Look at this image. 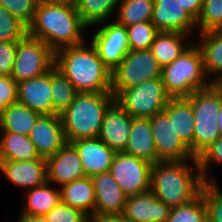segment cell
Wrapping results in <instances>:
<instances>
[{
    "label": "cell",
    "mask_w": 222,
    "mask_h": 222,
    "mask_svg": "<svg viewBox=\"0 0 222 222\" xmlns=\"http://www.w3.org/2000/svg\"><path fill=\"white\" fill-rule=\"evenodd\" d=\"M88 27L81 20L76 6L53 4L40 0L28 35L43 41L54 52L64 47L85 43Z\"/></svg>",
    "instance_id": "obj_1"
},
{
    "label": "cell",
    "mask_w": 222,
    "mask_h": 222,
    "mask_svg": "<svg viewBox=\"0 0 222 222\" xmlns=\"http://www.w3.org/2000/svg\"><path fill=\"white\" fill-rule=\"evenodd\" d=\"M204 182L197 158L152 164L150 191L171 209L196 199Z\"/></svg>",
    "instance_id": "obj_2"
},
{
    "label": "cell",
    "mask_w": 222,
    "mask_h": 222,
    "mask_svg": "<svg viewBox=\"0 0 222 222\" xmlns=\"http://www.w3.org/2000/svg\"><path fill=\"white\" fill-rule=\"evenodd\" d=\"M87 43L57 50L54 65L78 93L112 92V71L99 58L96 48Z\"/></svg>",
    "instance_id": "obj_3"
},
{
    "label": "cell",
    "mask_w": 222,
    "mask_h": 222,
    "mask_svg": "<svg viewBox=\"0 0 222 222\" xmlns=\"http://www.w3.org/2000/svg\"><path fill=\"white\" fill-rule=\"evenodd\" d=\"M114 101L112 92L78 93L60 114L67 142L97 138L105 111Z\"/></svg>",
    "instance_id": "obj_4"
},
{
    "label": "cell",
    "mask_w": 222,
    "mask_h": 222,
    "mask_svg": "<svg viewBox=\"0 0 222 222\" xmlns=\"http://www.w3.org/2000/svg\"><path fill=\"white\" fill-rule=\"evenodd\" d=\"M196 42L162 68L163 85L171 98H187L212 84L206 76L202 51Z\"/></svg>",
    "instance_id": "obj_5"
},
{
    "label": "cell",
    "mask_w": 222,
    "mask_h": 222,
    "mask_svg": "<svg viewBox=\"0 0 222 222\" xmlns=\"http://www.w3.org/2000/svg\"><path fill=\"white\" fill-rule=\"evenodd\" d=\"M187 99L194 113L193 156L197 158L221 136L217 117L222 105V92L212 83Z\"/></svg>",
    "instance_id": "obj_6"
},
{
    "label": "cell",
    "mask_w": 222,
    "mask_h": 222,
    "mask_svg": "<svg viewBox=\"0 0 222 222\" xmlns=\"http://www.w3.org/2000/svg\"><path fill=\"white\" fill-rule=\"evenodd\" d=\"M170 99L161 77L123 89L115 97L118 104L132 118H152L164 111Z\"/></svg>",
    "instance_id": "obj_7"
},
{
    "label": "cell",
    "mask_w": 222,
    "mask_h": 222,
    "mask_svg": "<svg viewBox=\"0 0 222 222\" xmlns=\"http://www.w3.org/2000/svg\"><path fill=\"white\" fill-rule=\"evenodd\" d=\"M161 74L162 67L150 50L128 51L121 63L112 71L111 91L116 97L123 89L160 78Z\"/></svg>",
    "instance_id": "obj_8"
},
{
    "label": "cell",
    "mask_w": 222,
    "mask_h": 222,
    "mask_svg": "<svg viewBox=\"0 0 222 222\" xmlns=\"http://www.w3.org/2000/svg\"><path fill=\"white\" fill-rule=\"evenodd\" d=\"M55 64V52L43 41L27 35L17 42L11 77L17 82L48 72Z\"/></svg>",
    "instance_id": "obj_9"
},
{
    "label": "cell",
    "mask_w": 222,
    "mask_h": 222,
    "mask_svg": "<svg viewBox=\"0 0 222 222\" xmlns=\"http://www.w3.org/2000/svg\"><path fill=\"white\" fill-rule=\"evenodd\" d=\"M151 168V163L120 152L114 156L110 173L129 197L150 191Z\"/></svg>",
    "instance_id": "obj_10"
},
{
    "label": "cell",
    "mask_w": 222,
    "mask_h": 222,
    "mask_svg": "<svg viewBox=\"0 0 222 222\" xmlns=\"http://www.w3.org/2000/svg\"><path fill=\"white\" fill-rule=\"evenodd\" d=\"M101 25V26H99ZM98 28L91 41L97 50L99 58L113 71L129 51L126 26L109 20L90 28Z\"/></svg>",
    "instance_id": "obj_11"
},
{
    "label": "cell",
    "mask_w": 222,
    "mask_h": 222,
    "mask_svg": "<svg viewBox=\"0 0 222 222\" xmlns=\"http://www.w3.org/2000/svg\"><path fill=\"white\" fill-rule=\"evenodd\" d=\"M152 134L158 161H186L195 159L190 149L180 140L173 122L164 113L151 118Z\"/></svg>",
    "instance_id": "obj_12"
},
{
    "label": "cell",
    "mask_w": 222,
    "mask_h": 222,
    "mask_svg": "<svg viewBox=\"0 0 222 222\" xmlns=\"http://www.w3.org/2000/svg\"><path fill=\"white\" fill-rule=\"evenodd\" d=\"M28 137L43 159L54 156L67 143L62 119L58 114L41 115Z\"/></svg>",
    "instance_id": "obj_13"
},
{
    "label": "cell",
    "mask_w": 222,
    "mask_h": 222,
    "mask_svg": "<svg viewBox=\"0 0 222 222\" xmlns=\"http://www.w3.org/2000/svg\"><path fill=\"white\" fill-rule=\"evenodd\" d=\"M151 22L159 32H181L194 36L197 21L179 0H154Z\"/></svg>",
    "instance_id": "obj_14"
},
{
    "label": "cell",
    "mask_w": 222,
    "mask_h": 222,
    "mask_svg": "<svg viewBox=\"0 0 222 222\" xmlns=\"http://www.w3.org/2000/svg\"><path fill=\"white\" fill-rule=\"evenodd\" d=\"M132 119L115 100L105 111L98 138L116 153L124 152L130 138Z\"/></svg>",
    "instance_id": "obj_15"
},
{
    "label": "cell",
    "mask_w": 222,
    "mask_h": 222,
    "mask_svg": "<svg viewBox=\"0 0 222 222\" xmlns=\"http://www.w3.org/2000/svg\"><path fill=\"white\" fill-rule=\"evenodd\" d=\"M47 181L59 187L86 177L74 145L67 142L54 156L46 159Z\"/></svg>",
    "instance_id": "obj_16"
},
{
    "label": "cell",
    "mask_w": 222,
    "mask_h": 222,
    "mask_svg": "<svg viewBox=\"0 0 222 222\" xmlns=\"http://www.w3.org/2000/svg\"><path fill=\"white\" fill-rule=\"evenodd\" d=\"M95 192L94 220L110 215H122L127 196L110 172L91 177Z\"/></svg>",
    "instance_id": "obj_17"
},
{
    "label": "cell",
    "mask_w": 222,
    "mask_h": 222,
    "mask_svg": "<svg viewBox=\"0 0 222 222\" xmlns=\"http://www.w3.org/2000/svg\"><path fill=\"white\" fill-rule=\"evenodd\" d=\"M17 102L41 115H52L51 69L40 76L17 83Z\"/></svg>",
    "instance_id": "obj_18"
},
{
    "label": "cell",
    "mask_w": 222,
    "mask_h": 222,
    "mask_svg": "<svg viewBox=\"0 0 222 222\" xmlns=\"http://www.w3.org/2000/svg\"><path fill=\"white\" fill-rule=\"evenodd\" d=\"M71 143L79 154L86 177L110 172L116 152L98 137L78 139Z\"/></svg>",
    "instance_id": "obj_19"
},
{
    "label": "cell",
    "mask_w": 222,
    "mask_h": 222,
    "mask_svg": "<svg viewBox=\"0 0 222 222\" xmlns=\"http://www.w3.org/2000/svg\"><path fill=\"white\" fill-rule=\"evenodd\" d=\"M0 172L13 185L26 191L47 181L46 159L30 161L0 160Z\"/></svg>",
    "instance_id": "obj_20"
},
{
    "label": "cell",
    "mask_w": 222,
    "mask_h": 222,
    "mask_svg": "<svg viewBox=\"0 0 222 222\" xmlns=\"http://www.w3.org/2000/svg\"><path fill=\"white\" fill-rule=\"evenodd\" d=\"M170 211L169 206L149 191L127 197L122 215L131 222H166Z\"/></svg>",
    "instance_id": "obj_21"
},
{
    "label": "cell",
    "mask_w": 222,
    "mask_h": 222,
    "mask_svg": "<svg viewBox=\"0 0 222 222\" xmlns=\"http://www.w3.org/2000/svg\"><path fill=\"white\" fill-rule=\"evenodd\" d=\"M129 137L124 153L143 159L151 164L157 162L151 118H133Z\"/></svg>",
    "instance_id": "obj_22"
},
{
    "label": "cell",
    "mask_w": 222,
    "mask_h": 222,
    "mask_svg": "<svg viewBox=\"0 0 222 222\" xmlns=\"http://www.w3.org/2000/svg\"><path fill=\"white\" fill-rule=\"evenodd\" d=\"M195 40L181 32H158L149 50L163 68L178 58Z\"/></svg>",
    "instance_id": "obj_23"
},
{
    "label": "cell",
    "mask_w": 222,
    "mask_h": 222,
    "mask_svg": "<svg viewBox=\"0 0 222 222\" xmlns=\"http://www.w3.org/2000/svg\"><path fill=\"white\" fill-rule=\"evenodd\" d=\"M59 189L61 203L82 211L94 221L95 192L91 177L74 180Z\"/></svg>",
    "instance_id": "obj_24"
},
{
    "label": "cell",
    "mask_w": 222,
    "mask_h": 222,
    "mask_svg": "<svg viewBox=\"0 0 222 222\" xmlns=\"http://www.w3.org/2000/svg\"><path fill=\"white\" fill-rule=\"evenodd\" d=\"M177 132L180 140L193 154L194 113L187 98H171L163 111Z\"/></svg>",
    "instance_id": "obj_25"
},
{
    "label": "cell",
    "mask_w": 222,
    "mask_h": 222,
    "mask_svg": "<svg viewBox=\"0 0 222 222\" xmlns=\"http://www.w3.org/2000/svg\"><path fill=\"white\" fill-rule=\"evenodd\" d=\"M55 187L54 184L46 181L40 186L26 190L25 203L21 208L20 215H46L61 202L60 189Z\"/></svg>",
    "instance_id": "obj_26"
},
{
    "label": "cell",
    "mask_w": 222,
    "mask_h": 222,
    "mask_svg": "<svg viewBox=\"0 0 222 222\" xmlns=\"http://www.w3.org/2000/svg\"><path fill=\"white\" fill-rule=\"evenodd\" d=\"M198 38L206 76L214 83L222 75V30L199 33Z\"/></svg>",
    "instance_id": "obj_27"
},
{
    "label": "cell",
    "mask_w": 222,
    "mask_h": 222,
    "mask_svg": "<svg viewBox=\"0 0 222 222\" xmlns=\"http://www.w3.org/2000/svg\"><path fill=\"white\" fill-rule=\"evenodd\" d=\"M40 116V113L18 102L10 104L0 118V132L28 136Z\"/></svg>",
    "instance_id": "obj_28"
},
{
    "label": "cell",
    "mask_w": 222,
    "mask_h": 222,
    "mask_svg": "<svg viewBox=\"0 0 222 222\" xmlns=\"http://www.w3.org/2000/svg\"><path fill=\"white\" fill-rule=\"evenodd\" d=\"M40 158L35 145L28 136L0 132V160L30 161Z\"/></svg>",
    "instance_id": "obj_29"
},
{
    "label": "cell",
    "mask_w": 222,
    "mask_h": 222,
    "mask_svg": "<svg viewBox=\"0 0 222 222\" xmlns=\"http://www.w3.org/2000/svg\"><path fill=\"white\" fill-rule=\"evenodd\" d=\"M120 1L121 0H79L76 9L83 23L90 28L109 21L112 19V15L115 17Z\"/></svg>",
    "instance_id": "obj_30"
},
{
    "label": "cell",
    "mask_w": 222,
    "mask_h": 222,
    "mask_svg": "<svg viewBox=\"0 0 222 222\" xmlns=\"http://www.w3.org/2000/svg\"><path fill=\"white\" fill-rule=\"evenodd\" d=\"M153 8L154 0H121L114 19L125 26L151 21Z\"/></svg>",
    "instance_id": "obj_31"
},
{
    "label": "cell",
    "mask_w": 222,
    "mask_h": 222,
    "mask_svg": "<svg viewBox=\"0 0 222 222\" xmlns=\"http://www.w3.org/2000/svg\"><path fill=\"white\" fill-rule=\"evenodd\" d=\"M78 94L71 82L54 65L51 68V95L53 114L60 115L76 98Z\"/></svg>",
    "instance_id": "obj_32"
},
{
    "label": "cell",
    "mask_w": 222,
    "mask_h": 222,
    "mask_svg": "<svg viewBox=\"0 0 222 222\" xmlns=\"http://www.w3.org/2000/svg\"><path fill=\"white\" fill-rule=\"evenodd\" d=\"M166 222H207V208L203 194L196 199L172 208Z\"/></svg>",
    "instance_id": "obj_33"
},
{
    "label": "cell",
    "mask_w": 222,
    "mask_h": 222,
    "mask_svg": "<svg viewBox=\"0 0 222 222\" xmlns=\"http://www.w3.org/2000/svg\"><path fill=\"white\" fill-rule=\"evenodd\" d=\"M129 51L149 50L159 32L151 21L126 26Z\"/></svg>",
    "instance_id": "obj_34"
},
{
    "label": "cell",
    "mask_w": 222,
    "mask_h": 222,
    "mask_svg": "<svg viewBox=\"0 0 222 222\" xmlns=\"http://www.w3.org/2000/svg\"><path fill=\"white\" fill-rule=\"evenodd\" d=\"M28 35V27L12 15L5 7L0 6V41H19Z\"/></svg>",
    "instance_id": "obj_35"
},
{
    "label": "cell",
    "mask_w": 222,
    "mask_h": 222,
    "mask_svg": "<svg viewBox=\"0 0 222 222\" xmlns=\"http://www.w3.org/2000/svg\"><path fill=\"white\" fill-rule=\"evenodd\" d=\"M199 33L222 30V0H204L200 17L197 20Z\"/></svg>",
    "instance_id": "obj_36"
},
{
    "label": "cell",
    "mask_w": 222,
    "mask_h": 222,
    "mask_svg": "<svg viewBox=\"0 0 222 222\" xmlns=\"http://www.w3.org/2000/svg\"><path fill=\"white\" fill-rule=\"evenodd\" d=\"M217 180L204 182L201 193L207 208V222H222V189Z\"/></svg>",
    "instance_id": "obj_37"
},
{
    "label": "cell",
    "mask_w": 222,
    "mask_h": 222,
    "mask_svg": "<svg viewBox=\"0 0 222 222\" xmlns=\"http://www.w3.org/2000/svg\"><path fill=\"white\" fill-rule=\"evenodd\" d=\"M197 161L204 181L216 180L211 167L212 164L222 165V135L197 157Z\"/></svg>",
    "instance_id": "obj_38"
},
{
    "label": "cell",
    "mask_w": 222,
    "mask_h": 222,
    "mask_svg": "<svg viewBox=\"0 0 222 222\" xmlns=\"http://www.w3.org/2000/svg\"><path fill=\"white\" fill-rule=\"evenodd\" d=\"M39 1L40 0H0V6L5 7L12 15L29 27L33 22Z\"/></svg>",
    "instance_id": "obj_39"
},
{
    "label": "cell",
    "mask_w": 222,
    "mask_h": 222,
    "mask_svg": "<svg viewBox=\"0 0 222 222\" xmlns=\"http://www.w3.org/2000/svg\"><path fill=\"white\" fill-rule=\"evenodd\" d=\"M44 216L48 222H92L82 211L61 202Z\"/></svg>",
    "instance_id": "obj_40"
},
{
    "label": "cell",
    "mask_w": 222,
    "mask_h": 222,
    "mask_svg": "<svg viewBox=\"0 0 222 222\" xmlns=\"http://www.w3.org/2000/svg\"><path fill=\"white\" fill-rule=\"evenodd\" d=\"M17 102V82L11 76L0 75V118L10 104Z\"/></svg>",
    "instance_id": "obj_41"
},
{
    "label": "cell",
    "mask_w": 222,
    "mask_h": 222,
    "mask_svg": "<svg viewBox=\"0 0 222 222\" xmlns=\"http://www.w3.org/2000/svg\"><path fill=\"white\" fill-rule=\"evenodd\" d=\"M18 41H0V75L11 76Z\"/></svg>",
    "instance_id": "obj_42"
},
{
    "label": "cell",
    "mask_w": 222,
    "mask_h": 222,
    "mask_svg": "<svg viewBox=\"0 0 222 222\" xmlns=\"http://www.w3.org/2000/svg\"><path fill=\"white\" fill-rule=\"evenodd\" d=\"M187 12L197 21L200 17L204 0H179Z\"/></svg>",
    "instance_id": "obj_43"
},
{
    "label": "cell",
    "mask_w": 222,
    "mask_h": 222,
    "mask_svg": "<svg viewBox=\"0 0 222 222\" xmlns=\"http://www.w3.org/2000/svg\"><path fill=\"white\" fill-rule=\"evenodd\" d=\"M93 222H131L127 220L123 215H110L103 216L95 219Z\"/></svg>",
    "instance_id": "obj_44"
},
{
    "label": "cell",
    "mask_w": 222,
    "mask_h": 222,
    "mask_svg": "<svg viewBox=\"0 0 222 222\" xmlns=\"http://www.w3.org/2000/svg\"><path fill=\"white\" fill-rule=\"evenodd\" d=\"M17 222H48L45 216L19 215Z\"/></svg>",
    "instance_id": "obj_45"
},
{
    "label": "cell",
    "mask_w": 222,
    "mask_h": 222,
    "mask_svg": "<svg viewBox=\"0 0 222 222\" xmlns=\"http://www.w3.org/2000/svg\"><path fill=\"white\" fill-rule=\"evenodd\" d=\"M48 3L53 4H66L76 6L79 0H43Z\"/></svg>",
    "instance_id": "obj_46"
},
{
    "label": "cell",
    "mask_w": 222,
    "mask_h": 222,
    "mask_svg": "<svg viewBox=\"0 0 222 222\" xmlns=\"http://www.w3.org/2000/svg\"><path fill=\"white\" fill-rule=\"evenodd\" d=\"M217 121H218L220 135H222V105H221V108L217 117Z\"/></svg>",
    "instance_id": "obj_47"
},
{
    "label": "cell",
    "mask_w": 222,
    "mask_h": 222,
    "mask_svg": "<svg viewBox=\"0 0 222 222\" xmlns=\"http://www.w3.org/2000/svg\"><path fill=\"white\" fill-rule=\"evenodd\" d=\"M213 84L222 92V75Z\"/></svg>",
    "instance_id": "obj_48"
}]
</instances>
